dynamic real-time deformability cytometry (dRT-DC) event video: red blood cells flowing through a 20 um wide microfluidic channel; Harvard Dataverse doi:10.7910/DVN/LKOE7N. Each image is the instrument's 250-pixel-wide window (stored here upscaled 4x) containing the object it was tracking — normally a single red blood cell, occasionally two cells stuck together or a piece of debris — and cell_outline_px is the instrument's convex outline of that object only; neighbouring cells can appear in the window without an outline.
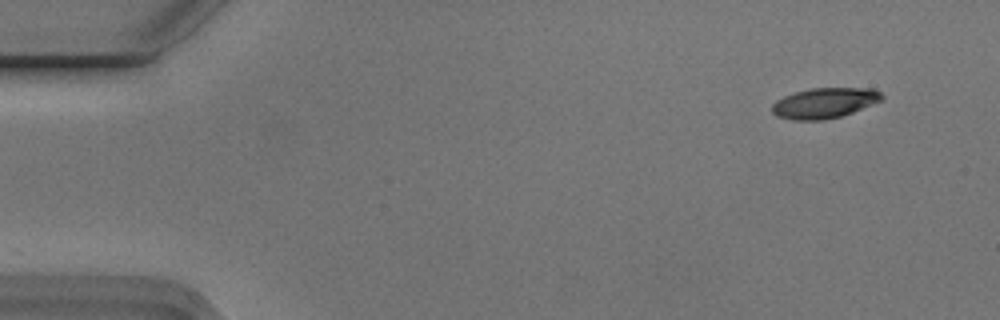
{"species": "Egyptian fruit bat (a non-hibernating species)", "species_latin": "Rousettus aegyptiacus", "temperature_condition": "cold", "stored_images_in_passage": 3, "camera_frame_rate_fps": 3000, "um_per_image_px": 0.085, "animal": {"sex": "male"}, "frame": {"image": 1, "passage_image": 3, "time_ms": 0.667, "image_size_px": [1000, 320], "cell_outline_px": [[884, 100], [852, 112], [840, 116], [824, 120], [792, 120], [776, 116], [772, 112], [772, 104], [776, 100], [784, 96], [796, 92], [812, 88], [876, 88], [884, 96]], "centroid_in_image_um": [70.1, 8.75], "position_along_channel_um": 14.9, "area_um2": 19.54}}